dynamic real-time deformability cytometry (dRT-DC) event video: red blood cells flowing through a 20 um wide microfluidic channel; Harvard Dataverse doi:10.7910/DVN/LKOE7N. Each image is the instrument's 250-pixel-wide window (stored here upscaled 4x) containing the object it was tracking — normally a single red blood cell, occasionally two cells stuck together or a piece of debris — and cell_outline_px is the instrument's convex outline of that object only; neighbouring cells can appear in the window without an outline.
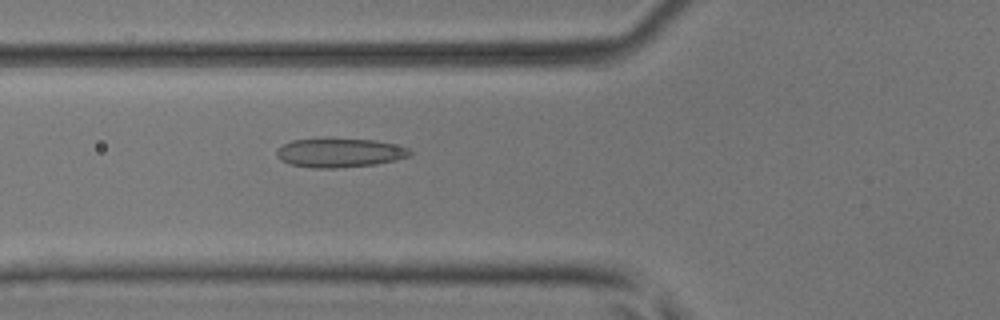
{"species": "common noctule bat (a hibernating species)", "species_latin": "Nyctalus noctula", "temperature_condition": "room temperature", "stored_images_in_passage": 2, "camera_frame_rate_fps": 3000, "um_per_image_px": 0.085, "animal": {"sex": "male", "body_mass_g": 17.9, "forearm_length_mm": 54.2}, "frame": {"image": 1, "passage_image": 2, "time_ms": 0.333, "image_size_px": [1000, 320], "cell_outline_px": [[412, 152], [408, 156], [396, 160], [376, 164], [336, 168], [312, 168], [292, 164], [280, 160], [276, 156], [276, 148], [292, 140], [328, 136], [376, 140], [408, 148]], "centroid_in_image_um": [28.81, 12.95], "position_along_channel_um": 97.0, "area_um2": 23.24}}